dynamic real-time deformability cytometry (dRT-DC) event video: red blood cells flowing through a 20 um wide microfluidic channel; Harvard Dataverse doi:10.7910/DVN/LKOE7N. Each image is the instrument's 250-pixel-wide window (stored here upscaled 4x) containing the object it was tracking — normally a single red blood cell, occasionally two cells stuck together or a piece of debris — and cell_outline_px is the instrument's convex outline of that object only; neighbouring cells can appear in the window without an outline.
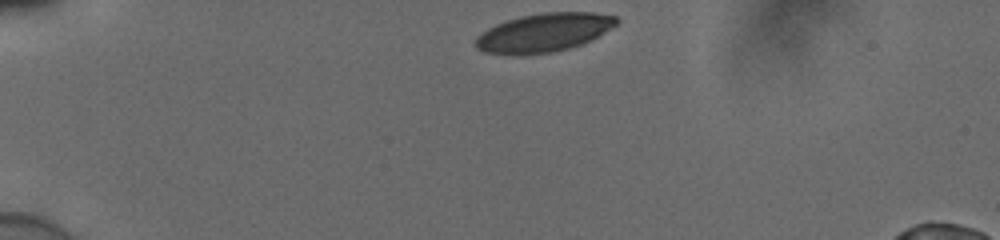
{"species": "human", "species_latin": "Homo sapiens", "temperature_condition": "cold", "stored_images_in_passage": 35, "camera_frame_rate_fps": 3000, "um_per_image_px": 0.085, "donor": {"sex": "male"}, "frame": {"image": 1, "passage_image": 1, "time_ms": 0.0, "image_size_px": [1000, 240], "cell_outline_px": [[620, 20], [616, 24], [592, 40], [568, 48], [552, 52], [516, 56], [484, 52], [476, 48], [476, 36], [488, 28], [496, 24], [520, 16], [544, 12], [592, 12], [616, 16]], "centroid_in_image_um": [46.2, 2.78], "position_along_channel_um": 38.8, "area_um2": 31.73}}
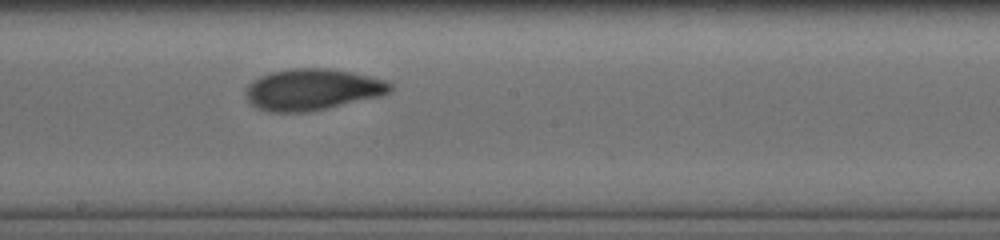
{"frame": {"image": 2, "passage_image": 20, "time_ms": 6.333, "image_size_px": [1000, 240], "cell_outline_px": [[392, 88], [388, 92], [380, 96], [308, 112], [268, 112], [252, 104], [244, 96], [244, 88], [252, 80], [268, 72], [288, 68], [328, 68], [368, 76], [384, 80], [392, 84]], "centroid_in_image_um": [26.47, 7.6], "position_along_channel_um": 221.7, "area_um2": 34.8}}
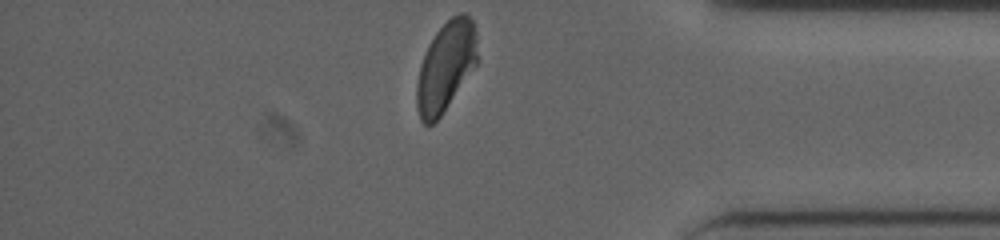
{"frame": {"image": 3, "passage_image": 35, "time_ms": 11.333, "image_size_px": [1000, 240], "cell_outline_px": [[476, 64], [440, 116], [432, 124], [424, 124], [420, 120], [416, 108], [416, 84], [420, 64], [428, 44], [436, 32], [452, 16], [460, 12], [464, 12], [472, 20], [476, 32]], "centroid_in_image_um": [37.85, 5.65], "position_along_channel_um": 397.3, "area_um2": 31.27}, "authors_computed_cell_mechanics": {"area_um2": 33.8708, "velocity_mm_per_s": 3.8568, "shape_relaxation_time_tau1_ms": 4.1251, "shape_relaxation_time_tau2_ms": 1.666, "deformation_change_tau1": 0.147, "deformation_change_tau2": 0.0619}}